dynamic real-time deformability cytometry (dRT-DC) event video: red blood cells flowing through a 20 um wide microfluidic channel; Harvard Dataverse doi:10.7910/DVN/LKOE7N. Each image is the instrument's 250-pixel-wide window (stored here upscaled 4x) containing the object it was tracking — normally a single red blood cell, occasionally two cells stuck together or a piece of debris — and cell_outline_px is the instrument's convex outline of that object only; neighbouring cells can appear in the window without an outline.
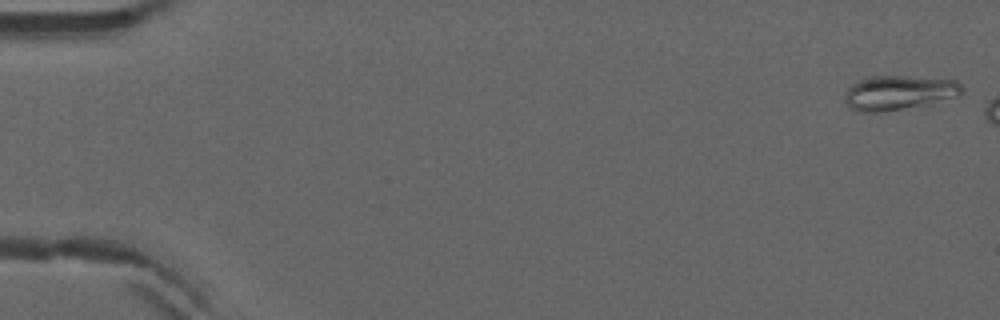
{"species": "common noctule bat (a hibernating species)", "species_latin": "Nyctalus noctula", "temperature_condition": "warm", "stored_images_in_passage": 6, "camera_frame_rate_fps": 3000, "um_per_image_px": 0.085, "animal": {"sex": "male", "forearm_length_mm": 52.5}, "frame": {"image": 1, "passage_image": 1, "time_ms": 0.0, "image_size_px": [1000, 320], "cell_outline_px": [[964, 92], [960, 96], [928, 108], [880, 112], [856, 112], [844, 100], [844, 96], [848, 88], [856, 80], [864, 76], [908, 76], [956, 80], [964, 88]], "centroid_in_image_um": [76.5, 7.92], "position_along_channel_um": 8.5, "area_um2": 24.97}}